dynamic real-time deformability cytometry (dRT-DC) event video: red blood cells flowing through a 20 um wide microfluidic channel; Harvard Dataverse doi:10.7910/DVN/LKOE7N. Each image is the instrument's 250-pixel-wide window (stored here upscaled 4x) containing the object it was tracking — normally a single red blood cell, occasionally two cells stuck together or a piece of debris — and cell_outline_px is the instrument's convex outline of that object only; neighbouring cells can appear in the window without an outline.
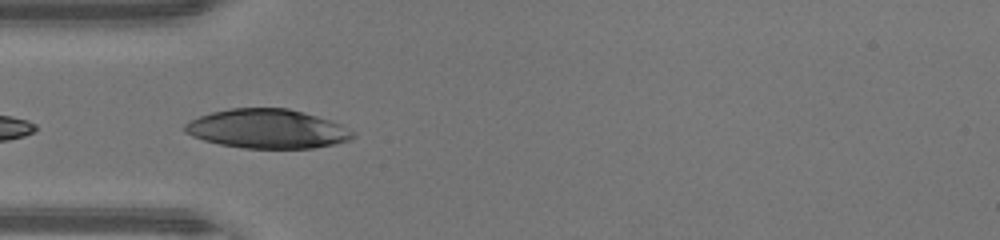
{"species": "human", "species_latin": "Homo sapiens", "temperature_condition": "warm", "stored_images_in_passage": 4, "camera_frame_rate_fps": 3000, "um_per_image_px": 0.085, "donor": {"sex": "male"}, "frame": {"image": 1, "passage_image": 1, "time_ms": 0.0, "image_size_px": [1000, 240], "cell_outline_px": [[356, 136], [348, 140], [336, 144], [312, 148], [244, 148], [220, 144], [204, 140], [192, 136], [184, 132], [184, 124], [188, 120], [212, 112], [232, 108], [288, 108], [316, 116], [340, 124], [356, 132]], "centroid_in_image_um": [22.71, 10.95], "position_along_channel_um": 62.3, "area_um2": 38.26}}